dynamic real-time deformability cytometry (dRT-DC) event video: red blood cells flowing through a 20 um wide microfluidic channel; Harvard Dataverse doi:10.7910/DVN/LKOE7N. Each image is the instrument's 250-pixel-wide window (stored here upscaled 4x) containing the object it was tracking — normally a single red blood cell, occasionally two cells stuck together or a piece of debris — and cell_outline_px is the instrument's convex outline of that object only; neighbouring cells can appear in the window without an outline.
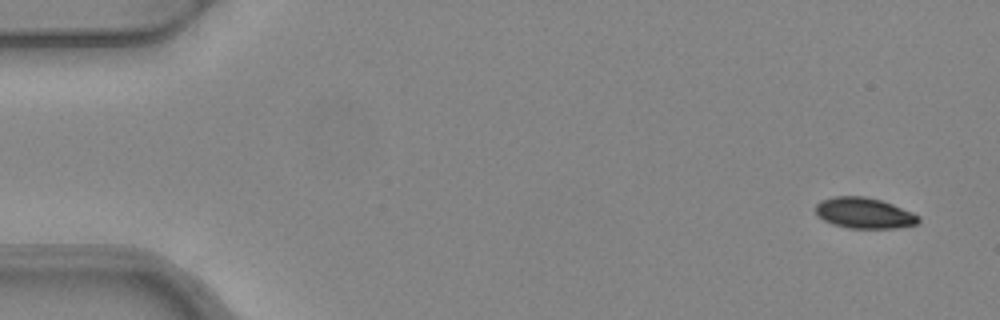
{"species": "common noctule bat (a hibernating species)", "species_latin": "Nyctalus noctula", "temperature_condition": "warm", "stored_images_in_passage": 6, "camera_frame_rate_fps": 3000, "um_per_image_px": 0.085, "animal": {"sex": "female", "body_mass_g": 24.6, "forearm_length_mm": 56.2}, "frame": {"image": 1, "passage_image": 1, "time_ms": 0.0, "image_size_px": [1000, 320], "cell_outline_px": [[920, 220], [916, 224], [896, 228], [848, 228], [832, 224], [816, 216], [816, 204], [820, 200], [836, 196], [864, 196], [880, 200], [892, 204], [912, 212], [920, 216]], "centroid_in_image_um": [73.43, 18.11], "position_along_channel_um": 11.6, "area_um2": 18.5}}
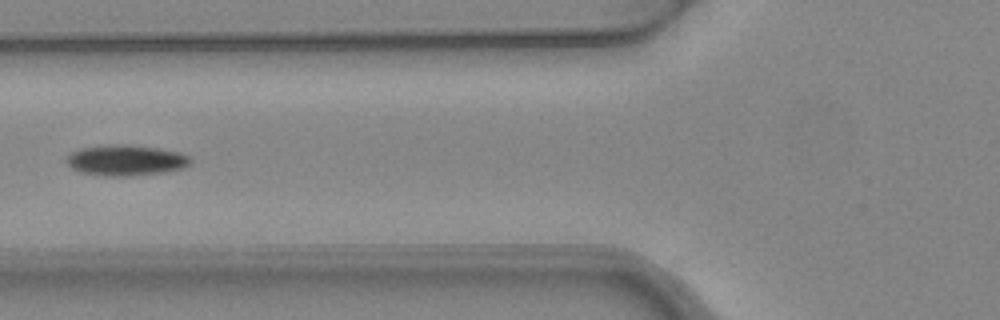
{"frame": {"image": 2, "passage_image": 6, "time_ms": 1.667, "image_size_px": [1000, 320], "cell_outline_px": [[192, 164], [184, 168], [164, 172], [132, 176], [104, 176], [80, 172], [72, 168], [64, 160], [72, 152], [80, 148], [100, 144], [120, 144], [156, 148], [180, 152], [188, 156], [192, 160]], "centroid_in_image_um": [10.69, 13.62], "position_along_channel_um": 115.1, "area_um2": 22.43}}